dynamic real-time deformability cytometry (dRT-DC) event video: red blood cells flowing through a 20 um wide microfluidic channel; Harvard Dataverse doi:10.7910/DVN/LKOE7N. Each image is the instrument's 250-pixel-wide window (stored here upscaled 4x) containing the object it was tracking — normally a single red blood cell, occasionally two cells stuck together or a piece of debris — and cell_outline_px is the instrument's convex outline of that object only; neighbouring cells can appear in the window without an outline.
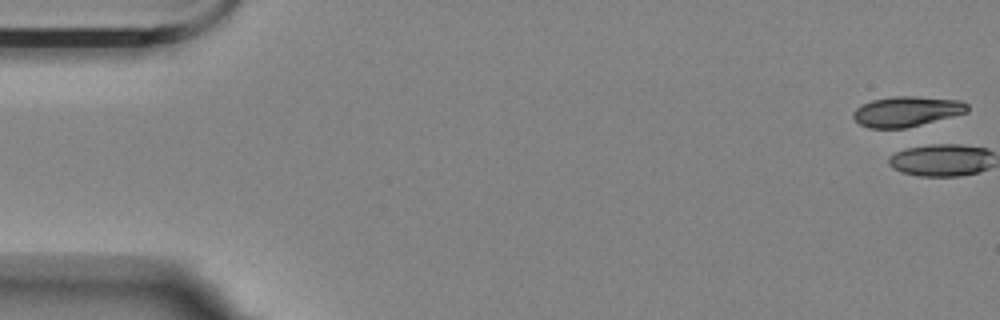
{"species": "Egyptian fruit bat (a non-hibernating species)", "species_latin": "Rousettus aegyptiacus", "temperature_condition": "room temperature", "stored_images_in_passage": 2, "camera_frame_rate_fps": 3000, "um_per_image_px": 0.085, "animal": {"sex": "female"}, "frame": {"image": 1, "passage_image": 1, "time_ms": 0.0, "image_size_px": [1000, 320], "cell_outline_px": [[968, 112], [904, 128], [868, 128], [860, 124], [852, 116], [852, 112], [856, 108], [872, 100], [892, 96], [916, 96], [960, 100], [968, 104]], "centroid_in_image_um": [77.05, 9.46], "position_along_channel_um": 8.0, "area_um2": 19.94}}